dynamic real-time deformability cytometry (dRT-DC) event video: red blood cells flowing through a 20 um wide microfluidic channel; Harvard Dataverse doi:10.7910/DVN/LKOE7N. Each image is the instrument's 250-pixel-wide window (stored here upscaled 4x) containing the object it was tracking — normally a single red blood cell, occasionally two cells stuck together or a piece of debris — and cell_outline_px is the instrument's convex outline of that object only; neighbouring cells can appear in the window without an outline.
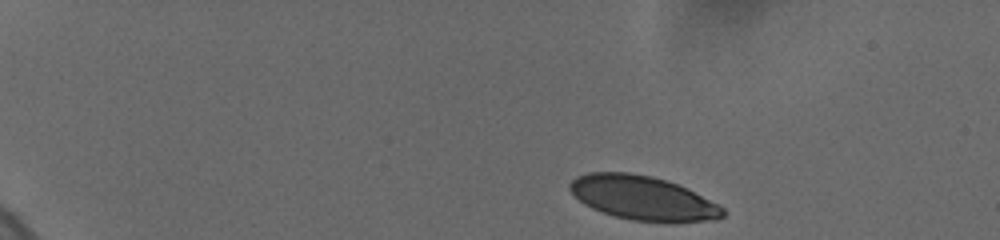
{"species": "human", "species_latin": "Homo sapiens", "temperature_condition": "cold", "stored_images_in_passage": 5, "camera_frame_rate_fps": 3000, "um_per_image_px": 0.085, "donor": {"sex": "female"}, "frame": {"image": 1, "passage_image": 1, "time_ms": 0.0, "image_size_px": [1000, 240], "cell_outline_px": [[724, 216], [716, 220], [672, 224], [668, 224], [632, 220], [616, 216], [592, 208], [584, 204], [568, 188], [568, 184], [576, 176], [588, 172], [628, 172], [652, 176], [676, 184], [724, 208]], "centroid_in_image_um": [54.63, 16.86], "position_along_channel_um": 30.4, "area_um2": 39.36}}
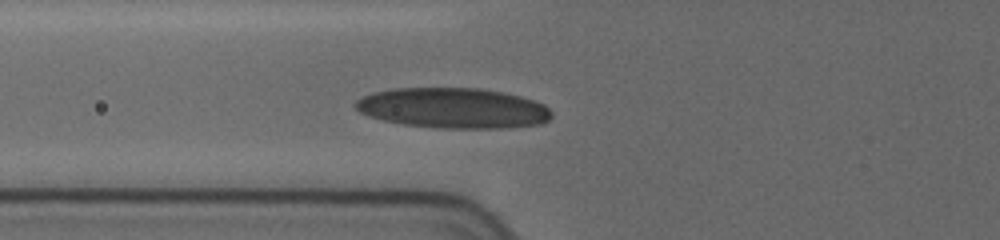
{"frame": {"image": 2, "passage_image": 5, "time_ms": 4.667, "image_size_px": [1000, 240], "cell_outline_px": [[552, 116], [548, 120], [540, 124], [508, 128], [440, 128], [404, 124], [384, 120], [368, 116], [360, 112], [352, 104], [360, 96], [372, 92], [392, 88], [480, 88], [520, 96], [544, 104], [552, 112]], "centroid_in_image_um": [38.48, 9.18], "position_along_channel_um": 87.3, "area_um2": 46.3}}